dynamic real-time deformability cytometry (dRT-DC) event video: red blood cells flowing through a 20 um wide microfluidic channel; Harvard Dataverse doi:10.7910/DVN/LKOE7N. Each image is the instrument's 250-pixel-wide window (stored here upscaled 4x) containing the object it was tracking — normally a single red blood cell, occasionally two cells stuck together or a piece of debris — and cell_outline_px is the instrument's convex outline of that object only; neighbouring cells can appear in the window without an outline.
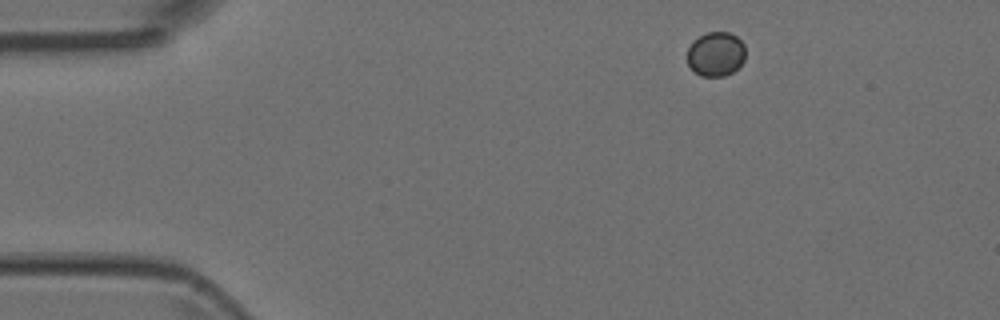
{"species": "Egyptian fruit bat (a non-hibernating species)", "species_latin": "Rousettus aegyptiacus", "temperature_condition": "room temperature", "stored_images_in_passage": 3, "camera_frame_rate_fps": 3000, "um_per_image_px": 0.085, "animal": {"sex": "female"}, "frame": {"image": 1, "passage_image": 1, "time_ms": 0.0, "image_size_px": [1000, 320], "cell_outline_px": [[744, 60], [732, 72], [724, 76], [700, 76], [688, 64], [688, 48], [692, 40], [708, 32], [728, 32], [736, 36], [744, 44]], "centroid_in_image_um": [60.83, 4.58], "position_along_channel_um": 24.2, "area_um2": 14.91}}